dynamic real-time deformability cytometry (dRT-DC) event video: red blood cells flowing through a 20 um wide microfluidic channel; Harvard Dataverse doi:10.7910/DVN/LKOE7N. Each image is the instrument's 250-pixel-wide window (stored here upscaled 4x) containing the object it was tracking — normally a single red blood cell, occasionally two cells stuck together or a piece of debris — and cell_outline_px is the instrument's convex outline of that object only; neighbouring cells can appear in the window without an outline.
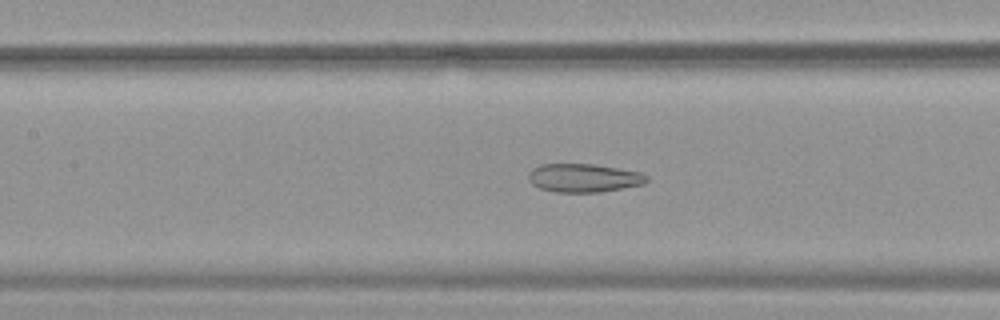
{"species": "common noctule bat (a hibernating species)", "species_latin": "Nyctalus noctula", "temperature_condition": "warm", "stored_images_in_passage": 53, "camera_frame_rate_fps": 3000, "um_per_image_px": 0.085, "animal": {"sex": "female", "body_mass_g": 19.9}, "frame": {"image": 1, "passage_image": 25, "time_ms": 8.0, "image_size_px": [1000, 320], "cell_outline_px": [[648, 180], [644, 184], [600, 192], [556, 192], [540, 188], [532, 184], [528, 180], [528, 172], [532, 168], [540, 164], [596, 164], [640, 172], [648, 176]], "centroid_in_image_um": [49.6, 15.12], "position_along_channel_um": 157.8, "area_um2": 19.71}}
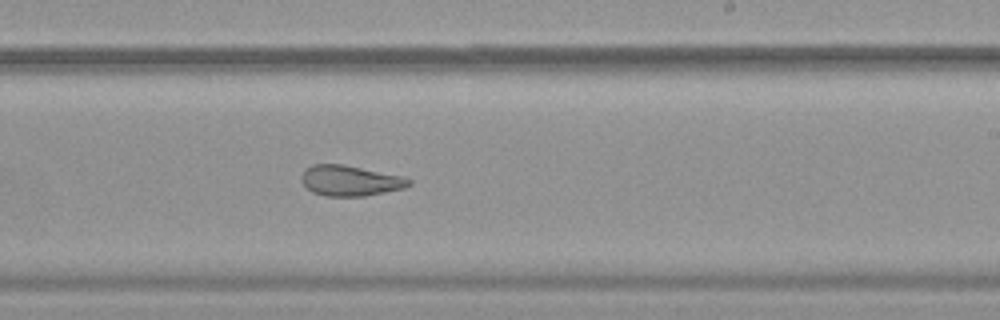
{"frame": {"image": 2, "passage_image": 33, "time_ms": 10.667, "image_size_px": [1000, 320], "cell_outline_px": [[412, 184], [404, 188], [364, 196], [324, 196], [312, 192], [300, 180], [300, 176], [304, 168], [312, 164], [344, 164], [404, 176], [412, 180]], "centroid_in_image_um": [29.75, 15.34], "position_along_channel_um": 259.2, "area_um2": 19.36}}
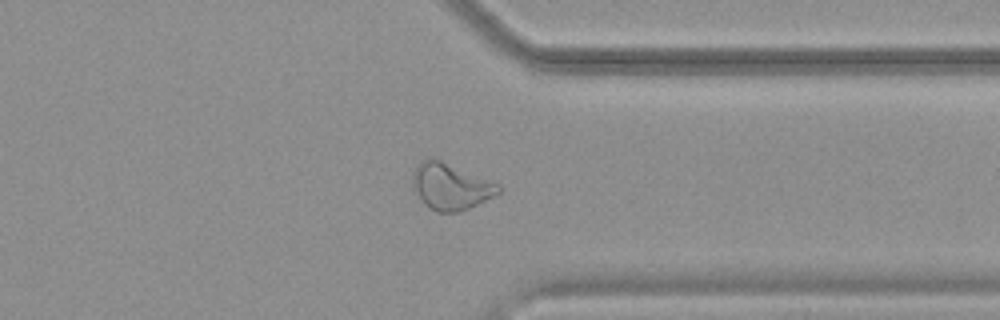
{"frame": {"image": 3, "passage_image": 42, "time_ms": 13.667, "image_size_px": [1000, 320], "cell_outline_px": [[500, 192], [460, 212], [436, 212], [428, 208], [424, 204], [412, 188], [412, 172], [420, 160], [428, 156], [440, 160], [500, 184]], "centroid_in_image_um": [38.23, 15.83], "position_along_channel_um": 373.2, "area_um2": 23.24}, "authors_computed_cell_mechanics": {"area_um2": 25.5476, "velocity_mm_per_s": 3.8276, "shape_relaxation_time_tau1_ms": null, "shape_relaxation_time_tau2_ms": 2.162, "deformation_change_tau1": null, "deformation_change_tau2": 0.101}}